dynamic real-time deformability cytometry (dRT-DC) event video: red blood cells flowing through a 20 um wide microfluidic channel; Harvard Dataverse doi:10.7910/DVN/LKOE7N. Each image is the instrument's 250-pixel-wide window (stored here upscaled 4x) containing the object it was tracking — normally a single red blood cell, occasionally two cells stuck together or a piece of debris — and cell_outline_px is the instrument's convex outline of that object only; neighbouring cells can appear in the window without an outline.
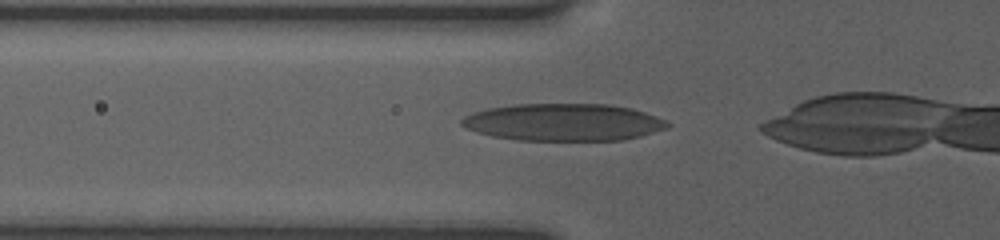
{"species": "human", "species_latin": "Homo sapiens", "temperature_condition": "room temperature", "stored_images_in_passage": 35, "camera_frame_rate_fps": 3000, "um_per_image_px": 0.085, "donor": {"sex": "female"}, "frame": {"image": 1, "passage_image": 2, "time_ms": 0.333, "image_size_px": [1000, 240], "cell_outline_px": [[668, 128], [640, 136], [624, 140], [516, 140], [492, 136], [476, 132], [464, 128], [460, 124], [460, 120], [464, 116], [472, 112], [488, 108], [512, 104], [608, 104], [632, 108], [656, 116], [664, 120], [668, 124]], "centroid_in_image_um": [47.84, 10.39], "position_along_channel_um": 78.0, "area_um2": 44.85}}
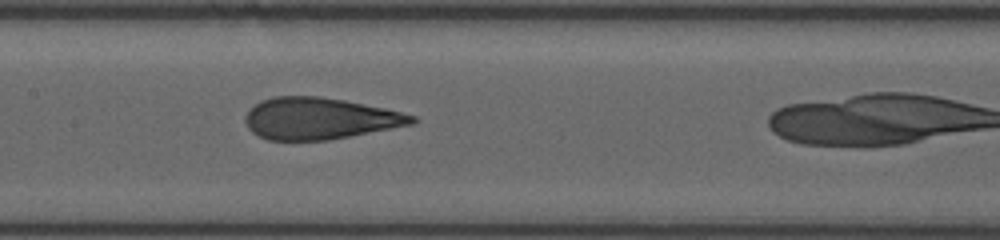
{"frame": {"image": 2, "passage_image": 11, "time_ms": 3.0, "image_size_px": [1000, 240], "cell_outline_px": [[420, 120], [412, 124], [328, 140], [268, 140], [252, 132], [248, 128], [244, 120], [244, 116], [256, 104], [272, 96], [320, 96], [344, 100], [384, 108], [416, 116]], "centroid_in_image_um": [27.16, 10.07], "position_along_channel_um": 180.2, "area_um2": 40.17}}
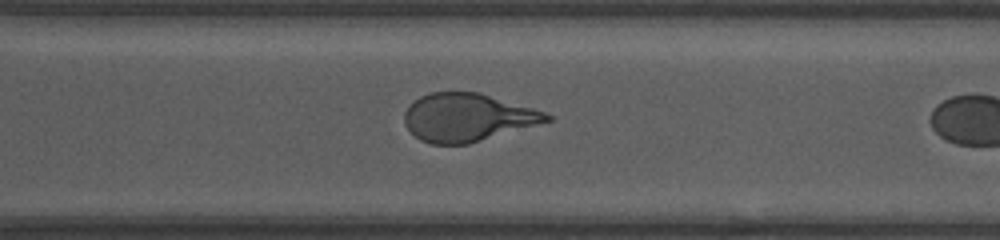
{"frame": {"image": 3, "passage_image": 25, "time_ms": 7.0, "image_size_px": [1000, 240], "cell_outline_px": [[552, 120], [468, 144], [432, 144], [420, 140], [404, 124], [404, 112], [408, 104], [420, 96], [432, 92], [480, 92], [532, 108], [544, 112], [552, 116]], "centroid_in_image_um": [39.69, 9.97], "position_along_channel_um": 330.9, "area_um2": 39.59}}